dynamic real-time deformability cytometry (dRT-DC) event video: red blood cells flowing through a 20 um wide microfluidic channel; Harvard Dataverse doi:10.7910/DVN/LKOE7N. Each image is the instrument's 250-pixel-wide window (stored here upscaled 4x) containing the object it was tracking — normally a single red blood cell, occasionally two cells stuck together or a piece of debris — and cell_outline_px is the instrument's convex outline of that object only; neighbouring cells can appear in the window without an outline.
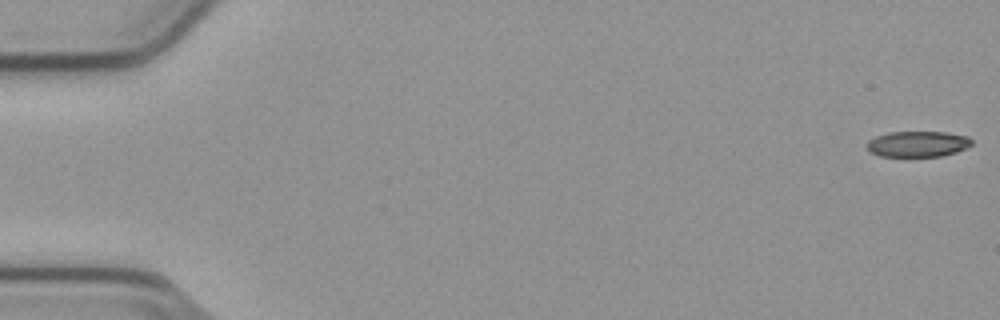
{"species": "common noctule bat (a hibernating species)", "species_latin": "Nyctalus noctula", "temperature_condition": "cold", "stored_images_in_passage": 55, "camera_frame_rate_fps": 3000, "um_per_image_px": 0.085, "animal": {"sex": "male", "body_mass_g": 23.1, "forearm_length_mm": 52.7}, "frame": {"image": 1, "passage_image": 1, "time_ms": 0.0, "image_size_px": [1000, 320], "cell_outline_px": [[972, 144], [968, 148], [956, 152], [940, 156], [880, 156], [868, 152], [864, 144], [868, 140], [876, 136], [888, 132], [948, 132], [968, 136], [972, 140]], "centroid_in_image_um": [77.98, 12.23], "position_along_channel_um": 7.0, "area_um2": 16.01}}
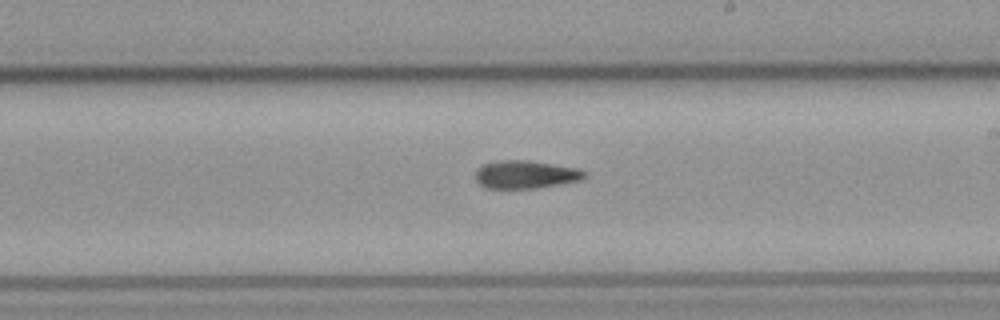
{"frame": {"image": 2, "passage_image": 32, "time_ms": 10.333, "image_size_px": [1000, 320], "cell_outline_px": [[588, 176], [580, 180], [536, 188], [484, 188], [476, 180], [476, 168], [484, 164], [500, 160], [528, 160], [580, 168], [588, 172]], "centroid_in_image_um": [44.71, 14.82], "position_along_channel_um": 244.3, "area_um2": 17.92}}
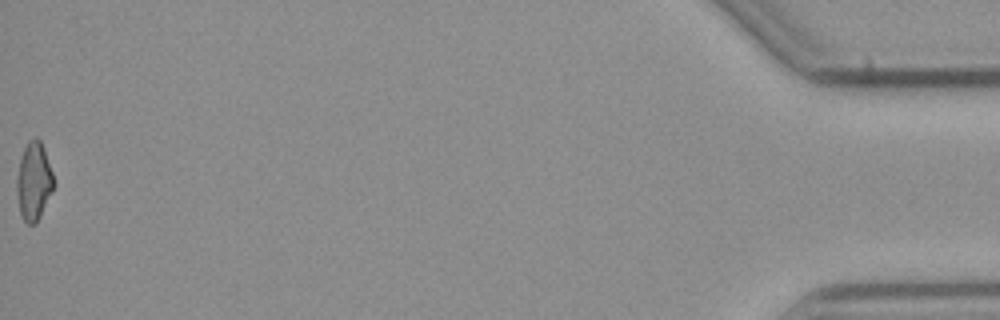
{"frame": {"image": 3, "passage_image": 55, "time_ms": 18.0, "image_size_px": [1000, 320], "cell_outline_px": [[56, 184], [36, 224], [28, 224], [24, 220], [20, 212], [16, 192], [16, 176], [20, 160], [24, 148], [28, 140], [36, 136], [40, 140], [44, 148]], "centroid_in_image_um": [2.87, 15.4], "position_along_channel_um": 432.3, "area_um2": 16.94}, "authors_computed_cell_mechanics": {"area_um2": 17.6868, "velocity_mm_per_s": 3.8163, "shape_relaxation_time_tau1_ms": null, "shape_relaxation_time_tau2_ms": 9.4542, "deformation_change_tau1": null, "deformation_change_tau2": 0.2045}}